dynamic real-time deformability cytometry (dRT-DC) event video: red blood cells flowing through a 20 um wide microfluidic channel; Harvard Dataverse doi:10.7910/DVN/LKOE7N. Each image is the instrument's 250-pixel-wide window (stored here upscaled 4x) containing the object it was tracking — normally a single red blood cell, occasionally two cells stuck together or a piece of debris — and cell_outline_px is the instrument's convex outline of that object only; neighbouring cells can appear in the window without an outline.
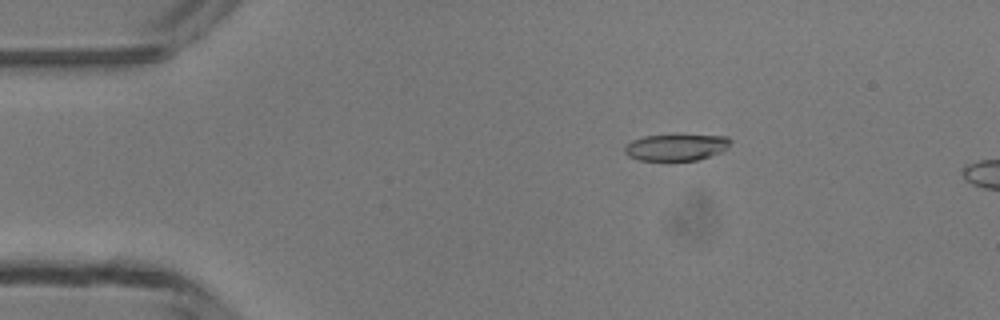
{"species": "common noctule bat (a hibernating species)", "species_latin": "Nyctalus noctula", "temperature_condition": "room temperature", "stored_images_in_passage": 4, "camera_frame_rate_fps": 3000, "um_per_image_px": 0.085, "animal": {"sex": "male", "body_mass_g": 13.3}, "frame": {"image": 1, "passage_image": 2, "time_ms": 1.0, "image_size_px": [1000, 320], "cell_outline_px": [[732, 140], [728, 148], [720, 152], [696, 160], [640, 160], [628, 156], [624, 152], [624, 144], [632, 140], [644, 136], [728, 136]], "centroid_in_image_um": [57.44, 12.53], "position_along_channel_um": 27.6, "area_um2": 16.07}}